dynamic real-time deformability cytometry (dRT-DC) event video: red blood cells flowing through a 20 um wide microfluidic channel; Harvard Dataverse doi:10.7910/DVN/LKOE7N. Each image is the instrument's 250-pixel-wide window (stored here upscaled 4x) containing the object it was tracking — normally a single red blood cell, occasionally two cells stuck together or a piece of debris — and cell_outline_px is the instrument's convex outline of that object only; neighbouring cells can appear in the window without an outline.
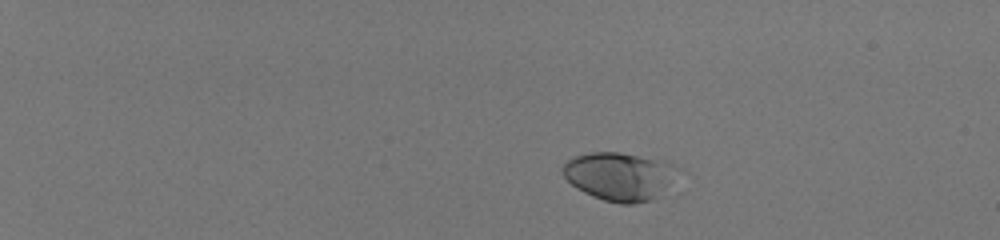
{"species": "human", "species_latin": "Homo sapiens", "temperature_condition": "room temperature", "stored_images_in_passage": 45, "camera_frame_rate_fps": 3000, "um_per_image_px": 0.085, "donor": {"sex": "male"}, "frame": {"image": 1, "passage_image": 1, "time_ms": 0.0, "image_size_px": [1000, 240], "cell_outline_px": [[688, 172], [648, 200], [632, 204], [620, 204], [604, 200], [584, 192], [572, 184], [564, 176], [560, 168], [568, 160], [576, 156], [592, 152], [620, 152], [664, 160], [684, 168]], "centroid_in_image_um": [52.77, 14.95], "position_along_channel_um": 32.2, "area_um2": 32.77}}
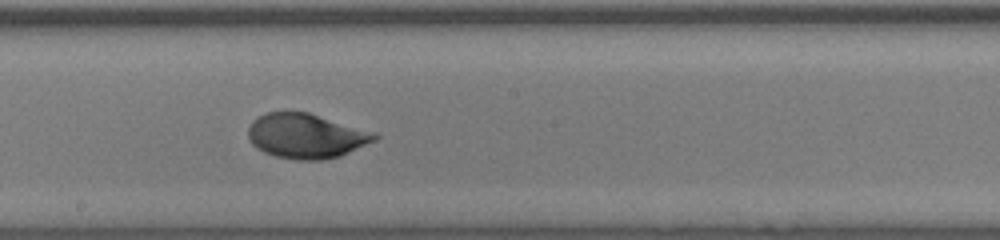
{"frame": {"image": 2, "passage_image": 26, "time_ms": 8.333, "image_size_px": [1000, 240], "cell_outline_px": [[380, 136], [340, 156], [320, 160], [296, 160], [276, 156], [264, 152], [256, 148], [252, 144], [248, 136], [248, 128], [252, 120], [268, 112], [308, 112]], "centroid_in_image_um": [25.89, 11.57], "position_along_channel_um": 222.3, "area_um2": 32.02}}
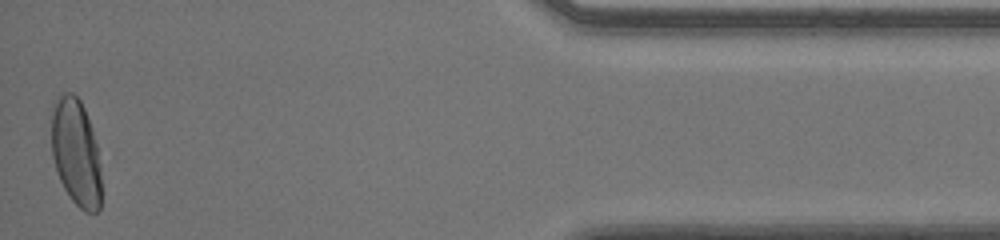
{"frame": {"image": 3, "passage_image": 45, "time_ms": 14.667, "image_size_px": [1000, 240], "cell_outline_px": [[100, 208], [96, 212], [84, 212], [72, 200], [64, 188], [60, 180], [52, 156], [52, 100], [64, 92], [72, 92], [80, 100], [84, 108], [92, 128], [96, 144], [100, 168]], "centroid_in_image_um": [6.44, 12.93], "position_along_channel_um": 428.8, "area_um2": 31.1}, "authors_computed_cell_mechanics": {"area_um2": 31.1542, "velocity_mm_per_s": 4.0327, "shape_relaxation_time_tau1_ms": 5.2042, "shape_relaxation_time_tau2_ms": null, "deformation_change_tau1": 0.1958, "deformation_change_tau2": null}}